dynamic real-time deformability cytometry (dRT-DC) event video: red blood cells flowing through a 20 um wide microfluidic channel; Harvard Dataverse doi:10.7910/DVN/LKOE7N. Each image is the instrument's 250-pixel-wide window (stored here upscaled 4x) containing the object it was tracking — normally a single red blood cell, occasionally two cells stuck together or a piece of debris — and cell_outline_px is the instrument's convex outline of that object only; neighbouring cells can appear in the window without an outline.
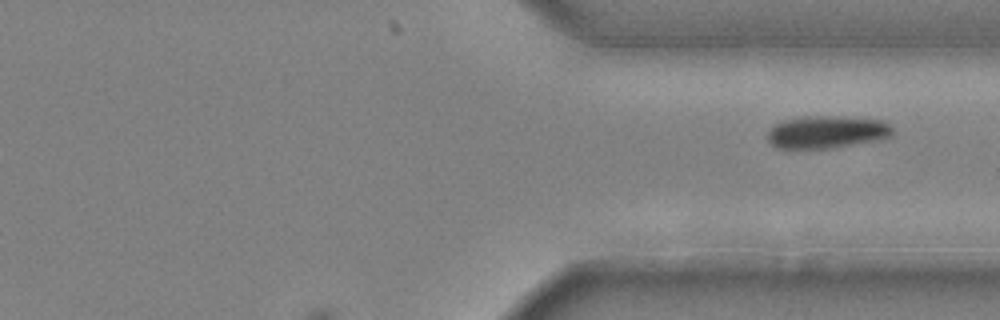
{"species": "common noctule bat (a hibernating species)", "species_latin": "Nyctalus noctula", "temperature_condition": "cold", "stored_images_in_passage": 15, "segment_of_instrument_passage": [2, 2], "camera_frame_rate_fps": 3000, "um_per_image_px": 0.085, "animal": {"sex": "male", "body_mass_g": 20.4}, "frame": {"image": 1, "passage_image": 15, "time_ms": 4.667, "image_size_px": [1000, 320], "cell_outline_px": [[892, 132], [888, 136], [872, 140], [828, 148], [776, 148], [768, 140], [768, 132], [776, 124], [784, 120], [812, 116], [840, 116], [880, 120], [888, 124], [892, 128]], "centroid_in_image_um": [70.22, 11.21], "position_along_channel_um": 341.2, "area_um2": 22.95}}